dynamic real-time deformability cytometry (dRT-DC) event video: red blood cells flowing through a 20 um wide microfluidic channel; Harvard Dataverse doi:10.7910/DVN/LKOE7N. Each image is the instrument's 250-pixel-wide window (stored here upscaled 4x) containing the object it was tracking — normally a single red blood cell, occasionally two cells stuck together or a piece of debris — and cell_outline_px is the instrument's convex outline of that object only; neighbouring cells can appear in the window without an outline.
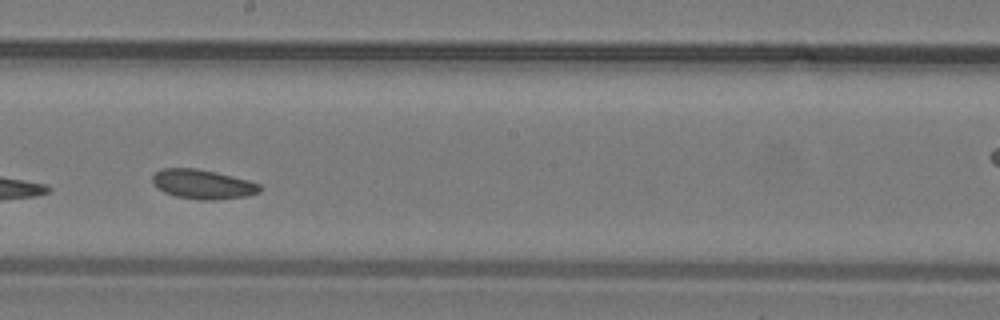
{"species": "common noctule bat (a hibernating species)", "species_latin": "Nyctalus noctula", "temperature_condition": "warm", "stored_images_in_passage": 25, "camera_frame_rate_fps": 3000, "um_per_image_px": 0.085, "animal": {"sex": "male", "body_mass_g": 19.2, "forearm_length_mm": 51.8}, "frame": {"image": 1, "passage_image": 11, "time_ms": 3.333, "image_size_px": [1000, 320], "cell_outline_px": [[264, 188], [260, 192], [248, 196], [216, 200], [200, 200], [176, 196], [164, 192], [156, 188], [152, 184], [152, 176], [156, 172], [164, 168], [196, 168], [216, 172], [248, 180], [260, 184]], "centroid_in_image_um": [17.25, 15.67], "position_along_channel_um": 231.0, "area_um2": 18.61}}
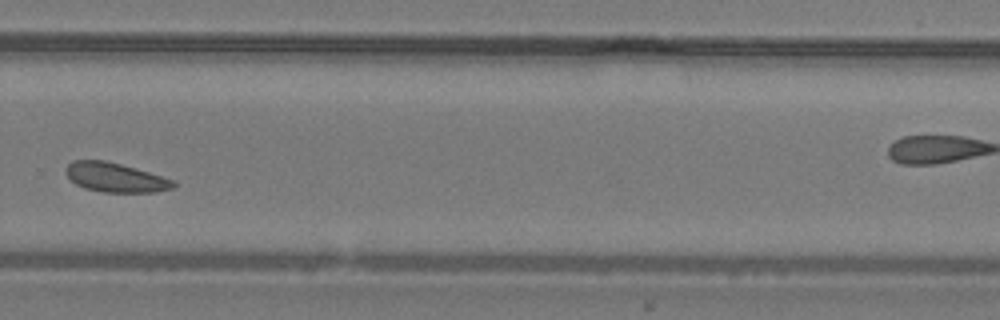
{"frame": {"image": 2, "passage_image": 15, "time_ms": 4.667, "image_size_px": [1000, 320], "cell_outline_px": [[176, 184], [172, 188], [156, 192], [104, 192], [84, 188], [76, 184], [64, 172], [64, 168], [72, 160], [104, 160], [120, 164], [176, 180]], "centroid_in_image_um": [9.79, 15.08], "position_along_channel_um": 320.0, "area_um2": 18.32}}